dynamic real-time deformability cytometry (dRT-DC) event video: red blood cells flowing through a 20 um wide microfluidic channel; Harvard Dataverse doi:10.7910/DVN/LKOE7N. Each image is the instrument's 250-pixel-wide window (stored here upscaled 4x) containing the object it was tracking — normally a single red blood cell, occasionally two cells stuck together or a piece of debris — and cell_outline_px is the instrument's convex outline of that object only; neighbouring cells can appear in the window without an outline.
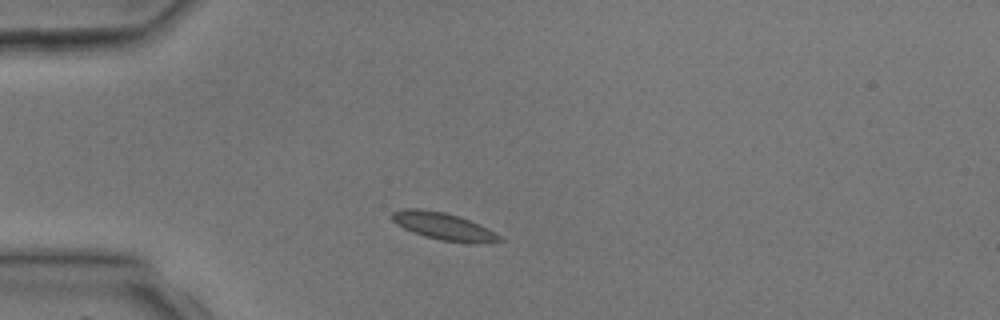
{"species": "common noctule bat (a hibernating species)", "species_latin": "Nyctalus noctula", "temperature_condition": "room temperature", "stored_images_in_passage": 2, "camera_frame_rate_fps": 3000, "um_per_image_px": 0.085, "animal": {"sex": "male", "body_mass_g": 17.9, "forearm_length_mm": 54.2}, "frame": {"image": 1, "passage_image": 1, "time_ms": 0.0, "image_size_px": [1000, 320], "cell_outline_px": [[504, 240], [480, 244], [468, 244], [440, 240], [424, 236], [412, 232], [396, 224], [392, 220], [392, 212], [400, 208], [420, 208], [444, 212], [460, 216], [480, 224], [488, 228], [500, 236]], "centroid_in_image_um": [37.71, 19.24], "position_along_channel_um": 47.3, "area_um2": 17.46}}